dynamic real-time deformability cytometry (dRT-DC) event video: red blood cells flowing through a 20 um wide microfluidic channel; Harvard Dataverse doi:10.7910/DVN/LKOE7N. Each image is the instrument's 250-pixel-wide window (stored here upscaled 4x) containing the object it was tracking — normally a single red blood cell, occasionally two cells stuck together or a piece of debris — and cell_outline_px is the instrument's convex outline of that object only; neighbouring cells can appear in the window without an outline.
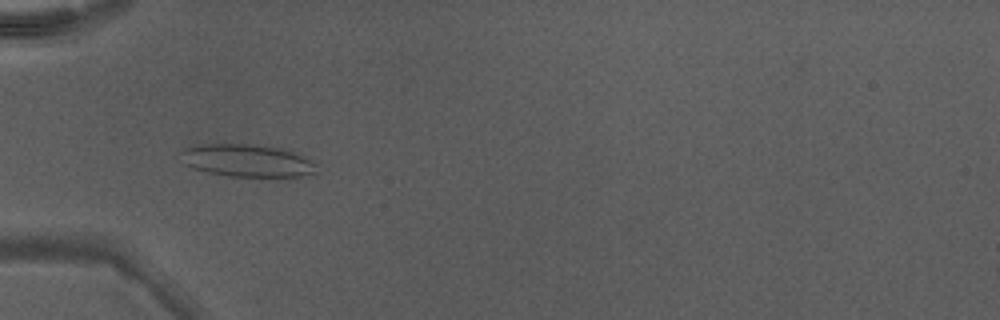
{"species": "Egyptian fruit bat (a non-hibernating species)", "species_latin": "Rousettus aegyptiacus", "temperature_condition": "warm", "stored_images_in_passage": 10, "camera_frame_rate_fps": 3000, "um_per_image_px": 0.085, "animal": {"sex": "male"}, "frame": {"image": 1, "passage_image": 4, "time_ms": 1.0, "image_size_px": [1000, 320], "cell_outline_px": [[316, 172], [288, 180], [228, 176], [208, 172], [192, 168], [184, 164], [176, 152], [184, 148], [200, 144], [252, 144], [280, 148], [296, 152], [312, 160], [316, 164]], "centroid_in_image_um": [21.03, 13.69], "position_along_channel_um": 64.0, "area_um2": 27.05}}